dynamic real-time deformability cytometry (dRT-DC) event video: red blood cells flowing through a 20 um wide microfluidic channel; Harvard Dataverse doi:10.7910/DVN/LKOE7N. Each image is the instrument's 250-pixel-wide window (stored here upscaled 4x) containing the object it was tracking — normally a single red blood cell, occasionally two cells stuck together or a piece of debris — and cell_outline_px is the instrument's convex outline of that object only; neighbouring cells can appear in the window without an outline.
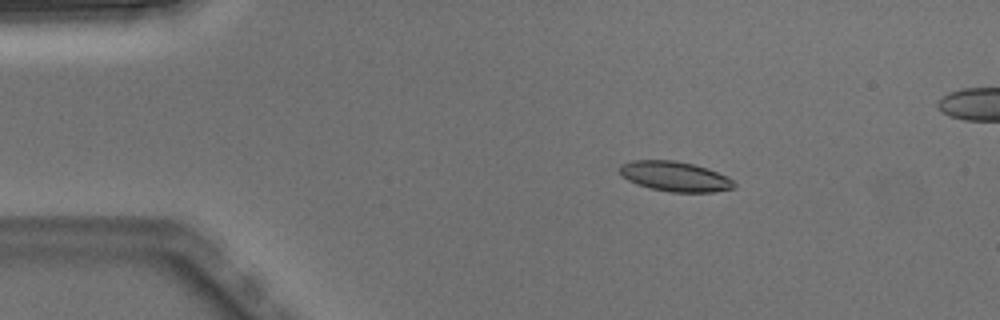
{"species": "Egyptian fruit bat (a non-hibernating species)", "species_latin": "Rousettus aegyptiacus", "temperature_condition": "warm", "stored_images_in_passage": 5, "segment_of_instrument_passage": [1, 2], "camera_frame_rate_fps": 3000, "um_per_image_px": 0.085, "animal": {"sex": "male"}, "frame": {"image": 1, "passage_image": 3, "time_ms": 0.667, "image_size_px": [1000, 320], "cell_outline_px": [[736, 184], [732, 188], [712, 192], [672, 192], [652, 188], [636, 184], [620, 176], [620, 164], [632, 160], [676, 160], [708, 168], [732, 180]], "centroid_in_image_um": [57.32, 14.98], "position_along_channel_um": 27.7, "area_um2": 19.83}}